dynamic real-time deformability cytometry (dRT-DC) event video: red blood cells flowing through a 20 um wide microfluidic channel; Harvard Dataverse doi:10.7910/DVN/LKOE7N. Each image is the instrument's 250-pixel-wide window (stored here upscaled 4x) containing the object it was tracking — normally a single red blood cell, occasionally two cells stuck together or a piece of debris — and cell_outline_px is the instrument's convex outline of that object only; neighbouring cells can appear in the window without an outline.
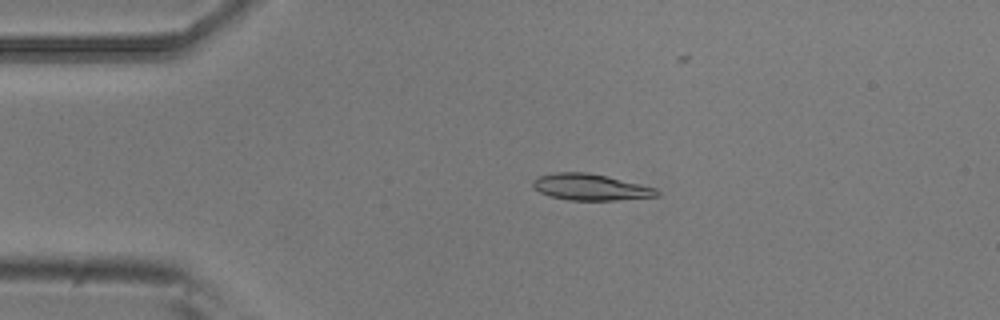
{"species": "common noctule bat (a hibernating species)", "species_latin": "Nyctalus noctula", "temperature_condition": "room temperature", "stored_images_in_passage": 6, "camera_frame_rate_fps": 3000, "um_per_image_px": 0.085, "animal": {"sex": "male", "body_mass_g": 20.5, "forearm_length_mm": 52.5}, "frame": {"image": 1, "passage_image": 4, "time_ms": 1.0, "image_size_px": [1000, 320], "cell_outline_px": [[660, 196], [616, 200], [568, 200], [548, 196], [532, 188], [532, 180], [540, 176], [552, 172], [588, 172], [640, 184], [656, 188], [660, 192]], "centroid_in_image_um": [50.16, 15.91], "position_along_channel_um": 34.8, "area_um2": 19.13}}